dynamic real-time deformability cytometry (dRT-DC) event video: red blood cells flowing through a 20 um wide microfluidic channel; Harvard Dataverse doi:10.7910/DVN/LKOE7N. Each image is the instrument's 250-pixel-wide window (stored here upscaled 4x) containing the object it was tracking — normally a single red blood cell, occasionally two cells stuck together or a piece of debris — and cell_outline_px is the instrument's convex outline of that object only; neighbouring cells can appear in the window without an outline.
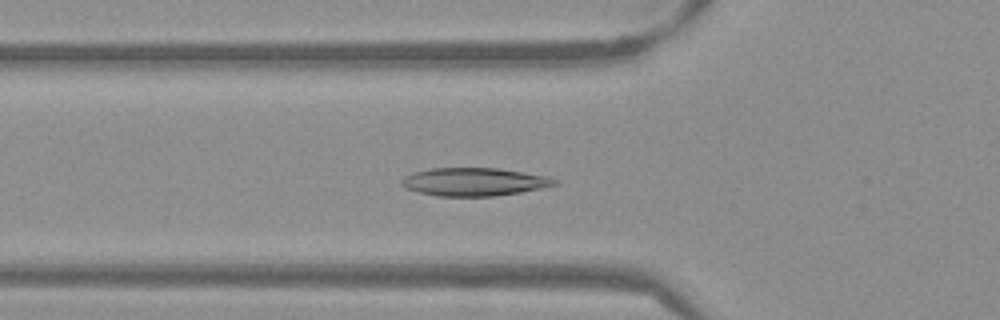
{"species": "Egyptian fruit bat (a non-hibernating species)", "species_latin": "Rousettus aegyptiacus", "temperature_condition": "warm", "stored_images_in_passage": 53, "camera_frame_rate_fps": 3000, "um_per_image_px": 0.085, "frame": {"image": 1, "passage_image": 19, "time_ms": 6.0, "image_size_px": [1000, 320], "cell_outline_px": [[560, 184], [520, 192], [496, 196], [440, 196], [420, 192], [408, 188], [400, 184], [400, 180], [404, 176], [412, 172], [432, 168], [496, 168], [548, 176], [560, 180]], "centroid_in_image_um": [40.33, 15.45], "position_along_channel_um": 85.5, "area_um2": 25.03}}
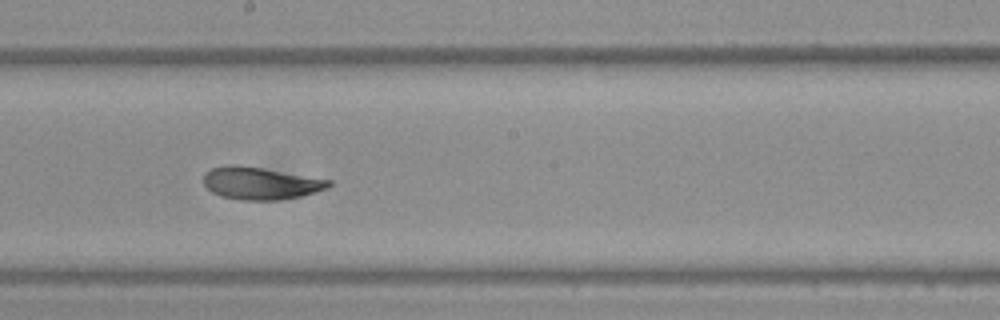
{"frame": {"image": 2, "passage_image": 30, "time_ms": 9.667, "image_size_px": [1000, 320], "cell_outline_px": [[332, 184], [328, 188], [316, 192], [300, 196], [276, 200], [240, 200], [220, 196], [212, 192], [204, 184], [204, 172], [212, 168], [228, 164], [236, 164], [332, 180]], "centroid_in_image_um": [22.12, 15.58], "position_along_channel_um": 226.1, "area_um2": 23.52}}
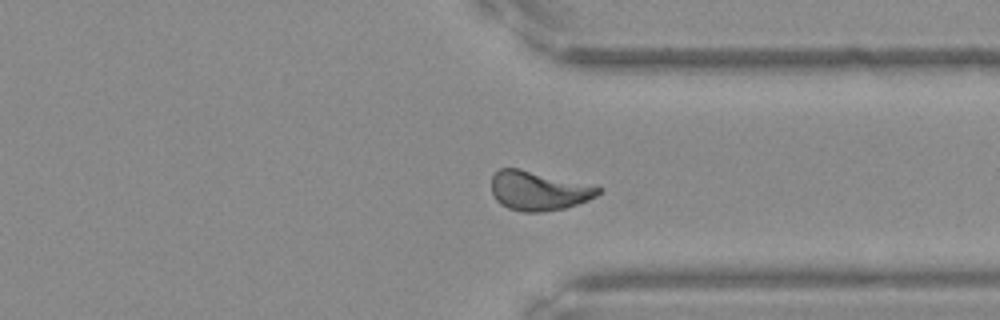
{"frame": {"image": 3, "passage_image": 41, "time_ms": 13.333, "image_size_px": [1000, 320], "cell_outline_px": [[604, 188], [596, 196], [588, 200], [564, 208], [540, 212], [524, 212], [508, 208], [500, 204], [496, 200], [492, 192], [492, 176], [500, 168], [520, 168], [600, 184]], "centroid_in_image_um": [45.87, 16.18], "position_along_channel_um": 365.5, "area_um2": 25.2}, "authors_computed_cell_mechanics": {"area_um2": 24.3338, "velocity_mm_per_s": 3.8146, "shape_relaxation_time_tau1_ms": 7.7613, "shape_relaxation_time_tau2_ms": 2.2347, "deformation_change_tau1": 0.2193, "deformation_change_tau2": 0.0776}}